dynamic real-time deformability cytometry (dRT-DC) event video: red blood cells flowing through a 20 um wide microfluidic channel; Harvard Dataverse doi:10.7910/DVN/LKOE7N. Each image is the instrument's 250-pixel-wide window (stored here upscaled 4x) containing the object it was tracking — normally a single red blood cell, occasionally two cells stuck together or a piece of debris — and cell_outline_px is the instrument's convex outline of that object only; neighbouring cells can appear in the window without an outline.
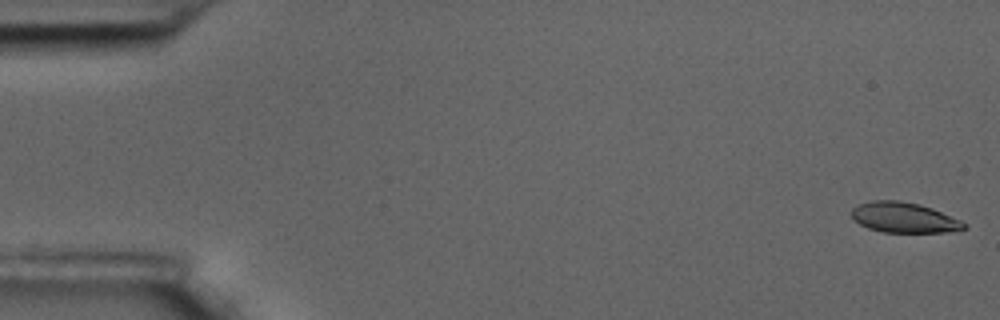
{"species": "common noctule bat (a hibernating species)", "species_latin": "Nyctalus noctula", "temperature_condition": "room temperature", "stored_images_in_passage": 58, "camera_frame_rate_fps": 3000, "um_per_image_px": 0.085, "animal": {"sex": "male", "body_mass_g": 17.5, "forearm_length_mm": 52.3}, "frame": {"image": 1, "passage_image": 1, "time_ms": 0.0, "image_size_px": [1000, 320], "cell_outline_px": [[968, 228], [944, 232], [884, 232], [868, 228], [852, 220], [852, 208], [860, 204], [872, 200], [900, 200], [920, 204], [932, 208], [960, 220], [968, 224]], "centroid_in_image_um": [76.83, 18.49], "position_along_channel_um": 8.2, "area_um2": 19.88}}
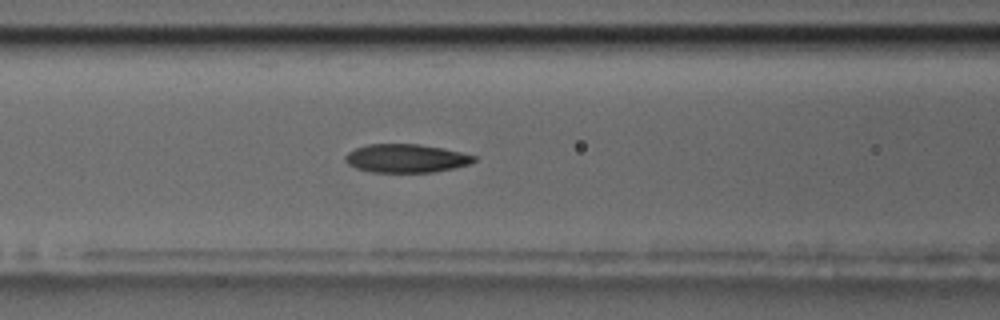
{"frame": {"image": 2, "passage_image": 24, "time_ms": 7.667, "image_size_px": [1000, 320], "cell_outline_px": [[476, 160], [468, 164], [452, 168], [432, 172], [372, 172], [356, 168], [348, 164], [344, 160], [344, 156], [348, 152], [356, 148], [368, 144], [420, 144], [460, 152], [476, 156]], "centroid_in_image_um": [34.47, 13.46], "position_along_channel_um": 132.1, "area_um2": 21.15}}
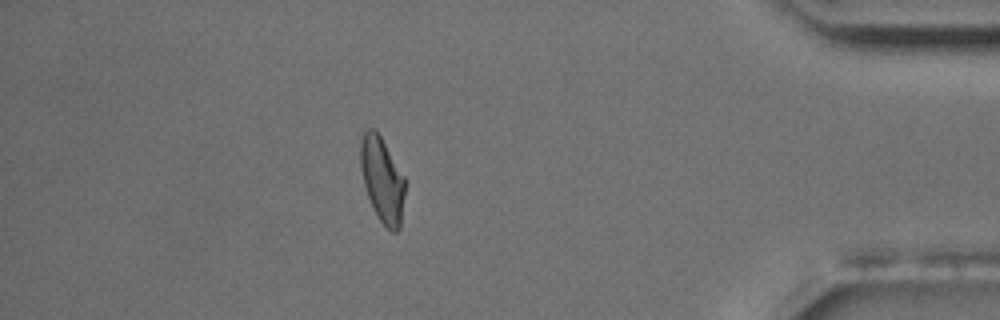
{"frame": {"image": 3, "passage_image": 51, "time_ms": 16.667, "image_size_px": [1000, 320], "cell_outline_px": [[404, 196], [400, 228], [396, 232], [392, 232], [380, 220], [372, 208], [364, 188], [360, 168], [360, 140], [364, 132], [368, 128], [376, 128], [404, 176]], "centroid_in_image_um": [32.46, 15.25], "position_along_channel_um": 402.7, "area_um2": 22.2}, "authors_computed_cell_mechanics": {"area_um2": 21.9062, "velocity_mm_per_s": 3.4758, "shape_relaxation_time_tau1_ms": 4.785, "shape_relaxation_time_tau2_ms": 3.8774, "deformation_change_tau1": 0.1466, "deformation_change_tau2": 0.0896}}